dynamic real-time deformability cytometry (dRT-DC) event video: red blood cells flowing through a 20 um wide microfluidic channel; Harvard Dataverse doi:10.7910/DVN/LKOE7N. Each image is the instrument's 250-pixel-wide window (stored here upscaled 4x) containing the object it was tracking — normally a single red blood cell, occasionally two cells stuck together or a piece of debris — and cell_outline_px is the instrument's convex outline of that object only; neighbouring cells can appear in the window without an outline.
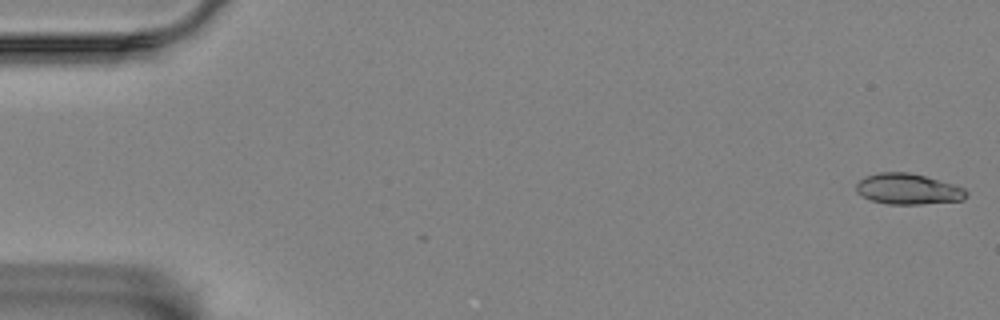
{"species": "Egyptian fruit bat (a non-hibernating species)", "species_latin": "Rousettus aegyptiacus", "temperature_condition": "room temperature", "stored_images_in_passage": 2, "camera_frame_rate_fps": 3000, "um_per_image_px": 0.085, "animal": {"sex": "female"}, "frame": {"image": 1, "passage_image": 2, "time_ms": 0.333, "image_size_px": [1000, 320], "cell_outline_px": [[968, 196], [964, 200], [920, 204], [888, 204], [872, 200], [856, 192], [856, 184], [860, 180], [868, 176], [880, 172], [908, 172], [924, 176], [952, 184], [964, 188], [968, 192]], "centroid_in_image_um": [77.21, 16.07], "position_along_channel_um": 7.8, "area_um2": 19.54}}